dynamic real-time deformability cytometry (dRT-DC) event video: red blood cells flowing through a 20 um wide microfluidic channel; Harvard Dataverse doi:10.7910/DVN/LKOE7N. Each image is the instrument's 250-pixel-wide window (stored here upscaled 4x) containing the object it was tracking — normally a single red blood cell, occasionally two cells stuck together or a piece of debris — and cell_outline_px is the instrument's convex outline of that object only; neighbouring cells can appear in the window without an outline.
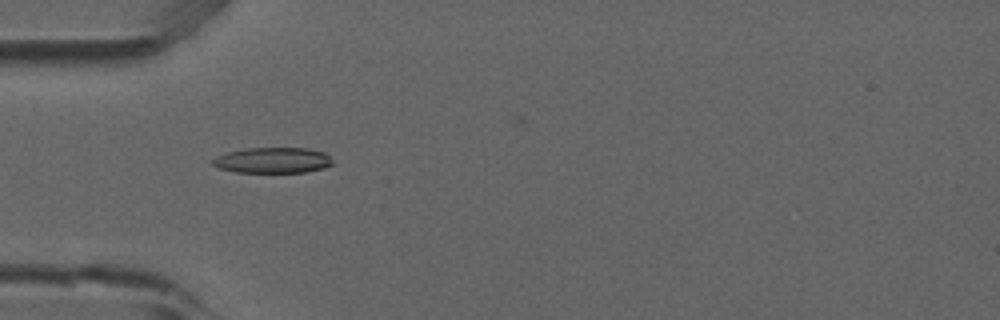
{"species": "common noctule bat (a hibernating species)", "species_latin": "Nyctalus noctula", "temperature_condition": "room temperature", "stored_images_in_passage": 5, "camera_frame_rate_fps": 3000, "um_per_image_px": 0.085, "animal": {"sex": "male", "forearm_length_mm": 52.5}, "frame": {"image": 1, "passage_image": 4, "time_ms": 1.0, "image_size_px": [1000, 320], "cell_outline_px": [[332, 164], [324, 168], [304, 172], [236, 172], [220, 168], [212, 164], [212, 160], [216, 156], [228, 152], [244, 148], [308, 148], [324, 152], [332, 160]], "centroid_in_image_um": [23.18, 13.62], "position_along_channel_um": 61.8, "area_um2": 17.86}}
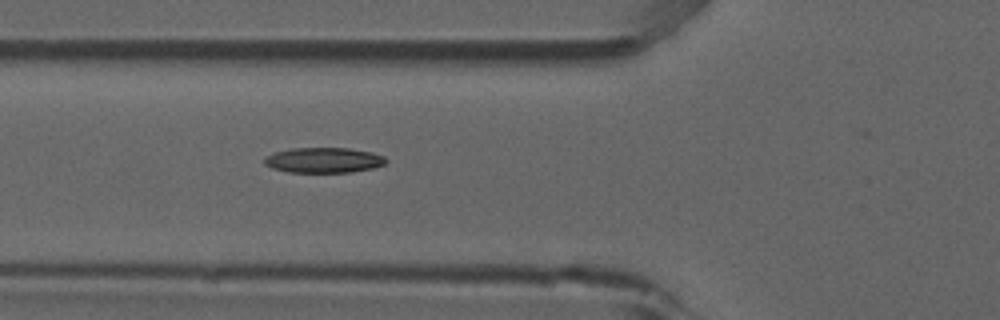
{"frame": {"image": 2, "passage_image": 5, "time_ms": 1.333, "image_size_px": [1000, 320], "cell_outline_px": [[388, 160], [384, 164], [372, 168], [352, 172], [288, 172], [272, 168], [264, 164], [264, 160], [268, 156], [276, 152], [292, 148], [348, 148], [372, 152], [384, 156]], "centroid_in_image_um": [27.54, 13.61], "position_along_channel_um": 98.3, "area_um2": 17.8}}